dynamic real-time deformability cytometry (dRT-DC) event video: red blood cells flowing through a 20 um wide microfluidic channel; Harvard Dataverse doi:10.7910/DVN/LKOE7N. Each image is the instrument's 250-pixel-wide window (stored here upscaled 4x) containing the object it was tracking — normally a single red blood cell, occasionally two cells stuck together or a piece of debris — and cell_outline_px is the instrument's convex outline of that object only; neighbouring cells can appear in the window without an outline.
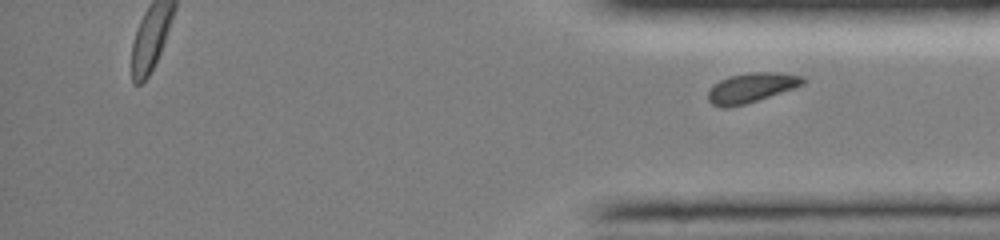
{"species": "common noctule bat (a hibernating species)", "species_latin": "Nyctalus noctula", "temperature_condition": "room temperature", "stored_images_in_passage": 12, "segment_of_instrument_passage": [2, 2], "camera_frame_rate_fps": 3000, "um_per_image_px": 0.085, "animal": {"sex": "female", "body_mass_g": 19.0, "forearm_length_mm": 51.5}, "frame": {"image": 1, "passage_image": 12, "time_ms": 11.0, "image_size_px": [1000, 240], "cell_outline_px": [[804, 84], [744, 104], [728, 108], [720, 108], [712, 104], [708, 100], [708, 92], [720, 80], [728, 76], [748, 72], [780, 72], [804, 76]], "centroid_in_image_um": [63.84, 7.44], "position_along_channel_um": 371.4, "area_um2": 16.18}}